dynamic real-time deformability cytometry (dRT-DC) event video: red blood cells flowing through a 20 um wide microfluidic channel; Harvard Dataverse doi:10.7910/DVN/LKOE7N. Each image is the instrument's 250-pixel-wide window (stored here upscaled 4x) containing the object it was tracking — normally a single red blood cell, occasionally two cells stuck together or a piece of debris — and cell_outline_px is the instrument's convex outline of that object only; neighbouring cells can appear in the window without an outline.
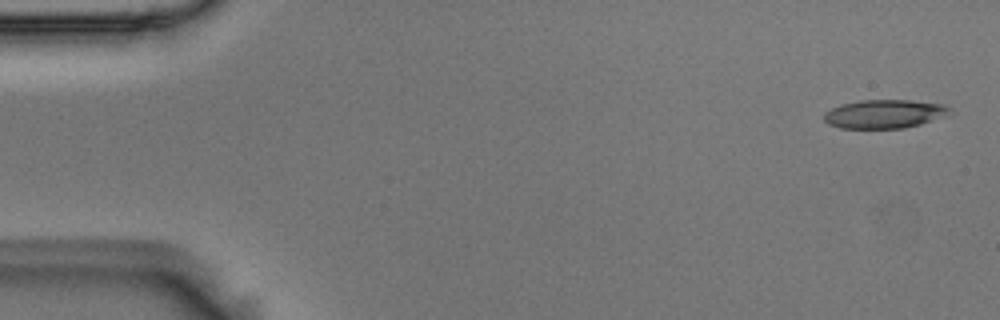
{"species": "Egyptian fruit bat (a non-hibernating species)", "species_latin": "Rousettus aegyptiacus", "temperature_condition": "room temperature", "stored_images_in_passage": 5, "camera_frame_rate_fps": 3000, "um_per_image_px": 0.085, "animal": {"sex": "male"}, "frame": {"image": 1, "passage_image": 1, "time_ms": 0.0, "image_size_px": [1000, 320], "cell_outline_px": [[952, 112], [944, 116], [920, 124], [904, 128], [840, 128], [828, 124], [824, 120], [824, 112], [840, 104], [860, 100], [912, 100], [944, 104], [952, 108]], "centroid_in_image_um": [75.18, 9.67], "position_along_channel_um": 9.8, "area_um2": 21.1}}
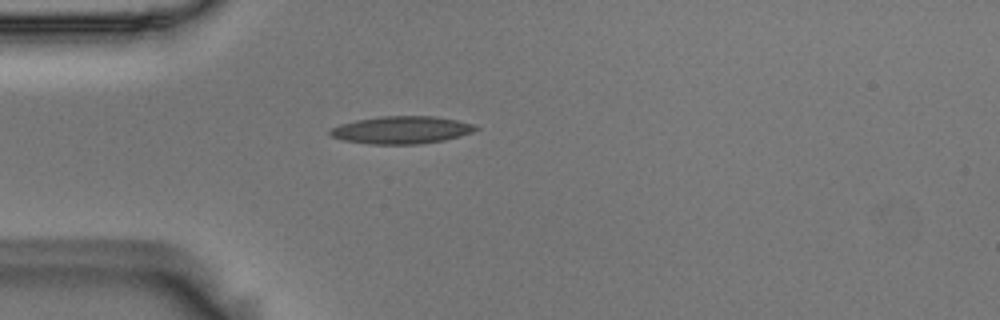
{"frame": {"image": 2, "passage_image": 4, "time_ms": 1.0, "image_size_px": [1000, 320], "cell_outline_px": [[480, 128], [472, 132], [460, 136], [444, 140], [420, 144], [368, 144], [344, 140], [332, 136], [328, 132], [332, 128], [340, 124], [356, 120], [380, 116], [436, 116], [476, 124]], "centroid_in_image_um": [34.16, 11.04], "position_along_channel_um": 50.8, "area_um2": 23.41}}